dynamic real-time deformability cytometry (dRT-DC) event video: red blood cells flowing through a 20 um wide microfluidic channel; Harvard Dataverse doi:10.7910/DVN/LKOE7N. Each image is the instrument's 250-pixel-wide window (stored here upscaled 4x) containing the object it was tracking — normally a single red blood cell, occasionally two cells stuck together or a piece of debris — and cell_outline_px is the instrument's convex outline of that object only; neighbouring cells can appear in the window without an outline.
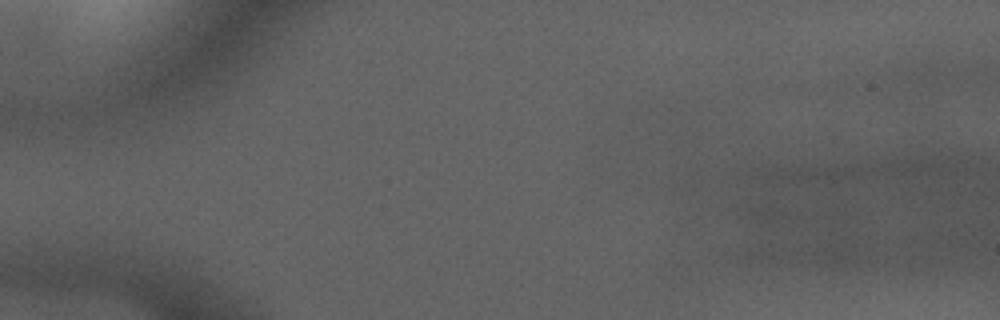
{"species": "common noctule bat (a hibernating species)", "species_latin": "Nyctalus noctula", "temperature_condition": "cold", "stored_images_in_passage": 3, "camera_frame_rate_fps": 3000, "um_per_image_px": 0.085, "animal": {"sex": "male", "forearm_length_mm": 52.5}, "frame": {"image": 1, "passage_image": 1, "time_ms": 0.0, "image_size_px": [1000, 320], "cell_outline_px": [[964, 80], [920, 92], [892, 84], [884, 76], [888, 72], [900, 68], [928, 60], [956, 72], [964, 76]], "centroid_in_image_um": [78.48, 6.5], "position_along_channel_um": 6.5, "area_um2": 10.98}}